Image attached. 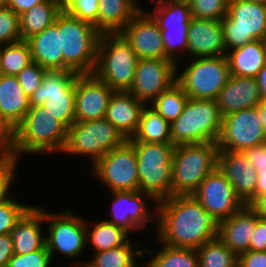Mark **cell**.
Here are the masks:
<instances>
[{
  "label": "cell",
  "mask_w": 266,
  "mask_h": 267,
  "mask_svg": "<svg viewBox=\"0 0 266 267\" xmlns=\"http://www.w3.org/2000/svg\"><path fill=\"white\" fill-rule=\"evenodd\" d=\"M156 240L197 250L217 237L220 221L192 195H173L157 202Z\"/></svg>",
  "instance_id": "obj_1"
},
{
  "label": "cell",
  "mask_w": 266,
  "mask_h": 267,
  "mask_svg": "<svg viewBox=\"0 0 266 267\" xmlns=\"http://www.w3.org/2000/svg\"><path fill=\"white\" fill-rule=\"evenodd\" d=\"M68 128L43 106L30 107L23 121L12 132V155L62 154ZM21 157V158H20Z\"/></svg>",
  "instance_id": "obj_2"
},
{
  "label": "cell",
  "mask_w": 266,
  "mask_h": 267,
  "mask_svg": "<svg viewBox=\"0 0 266 267\" xmlns=\"http://www.w3.org/2000/svg\"><path fill=\"white\" fill-rule=\"evenodd\" d=\"M54 24L60 31L63 70L79 75L93 74L101 33L90 22L70 16L64 10L56 17Z\"/></svg>",
  "instance_id": "obj_3"
},
{
  "label": "cell",
  "mask_w": 266,
  "mask_h": 267,
  "mask_svg": "<svg viewBox=\"0 0 266 267\" xmlns=\"http://www.w3.org/2000/svg\"><path fill=\"white\" fill-rule=\"evenodd\" d=\"M138 57L120 33L101 34L94 75L112 90L128 92L132 87Z\"/></svg>",
  "instance_id": "obj_4"
},
{
  "label": "cell",
  "mask_w": 266,
  "mask_h": 267,
  "mask_svg": "<svg viewBox=\"0 0 266 267\" xmlns=\"http://www.w3.org/2000/svg\"><path fill=\"white\" fill-rule=\"evenodd\" d=\"M135 149L139 186L156 202L172 196L173 144L128 141Z\"/></svg>",
  "instance_id": "obj_5"
},
{
  "label": "cell",
  "mask_w": 266,
  "mask_h": 267,
  "mask_svg": "<svg viewBox=\"0 0 266 267\" xmlns=\"http://www.w3.org/2000/svg\"><path fill=\"white\" fill-rule=\"evenodd\" d=\"M217 166L216 142L175 146L172 158V196L192 194Z\"/></svg>",
  "instance_id": "obj_6"
},
{
  "label": "cell",
  "mask_w": 266,
  "mask_h": 267,
  "mask_svg": "<svg viewBox=\"0 0 266 267\" xmlns=\"http://www.w3.org/2000/svg\"><path fill=\"white\" fill-rule=\"evenodd\" d=\"M43 216L44 228H47L46 247L52 260L59 252L66 259L74 260L70 261L71 267H84L86 261H80V256L86 254L87 249L86 218L77 215L71 208L56 213L43 207Z\"/></svg>",
  "instance_id": "obj_7"
},
{
  "label": "cell",
  "mask_w": 266,
  "mask_h": 267,
  "mask_svg": "<svg viewBox=\"0 0 266 267\" xmlns=\"http://www.w3.org/2000/svg\"><path fill=\"white\" fill-rule=\"evenodd\" d=\"M222 121L215 99L188 98L182 114L171 123L172 144L216 142Z\"/></svg>",
  "instance_id": "obj_8"
},
{
  "label": "cell",
  "mask_w": 266,
  "mask_h": 267,
  "mask_svg": "<svg viewBox=\"0 0 266 267\" xmlns=\"http://www.w3.org/2000/svg\"><path fill=\"white\" fill-rule=\"evenodd\" d=\"M186 60L184 68L177 63V83L185 94L191 99H216L231 75L226 55Z\"/></svg>",
  "instance_id": "obj_9"
},
{
  "label": "cell",
  "mask_w": 266,
  "mask_h": 267,
  "mask_svg": "<svg viewBox=\"0 0 266 267\" xmlns=\"http://www.w3.org/2000/svg\"><path fill=\"white\" fill-rule=\"evenodd\" d=\"M126 141L127 139L105 118L75 122L68 128L62 153L85 156L93 166L101 157Z\"/></svg>",
  "instance_id": "obj_10"
},
{
  "label": "cell",
  "mask_w": 266,
  "mask_h": 267,
  "mask_svg": "<svg viewBox=\"0 0 266 267\" xmlns=\"http://www.w3.org/2000/svg\"><path fill=\"white\" fill-rule=\"evenodd\" d=\"M79 74L47 70L41 85L29 97L30 107L43 106L67 128L75 123V80Z\"/></svg>",
  "instance_id": "obj_11"
},
{
  "label": "cell",
  "mask_w": 266,
  "mask_h": 267,
  "mask_svg": "<svg viewBox=\"0 0 266 267\" xmlns=\"http://www.w3.org/2000/svg\"><path fill=\"white\" fill-rule=\"evenodd\" d=\"M227 51L266 35V5L250 0H229L228 14L221 20Z\"/></svg>",
  "instance_id": "obj_12"
},
{
  "label": "cell",
  "mask_w": 266,
  "mask_h": 267,
  "mask_svg": "<svg viewBox=\"0 0 266 267\" xmlns=\"http://www.w3.org/2000/svg\"><path fill=\"white\" fill-rule=\"evenodd\" d=\"M90 175L109 192L137 191L139 175L134 147L126 141L101 157L92 167Z\"/></svg>",
  "instance_id": "obj_13"
},
{
  "label": "cell",
  "mask_w": 266,
  "mask_h": 267,
  "mask_svg": "<svg viewBox=\"0 0 266 267\" xmlns=\"http://www.w3.org/2000/svg\"><path fill=\"white\" fill-rule=\"evenodd\" d=\"M112 203L108 219H104L127 231L131 236L134 232L144 231L148 222L154 223L156 230L157 202L149 194L138 191L110 192ZM151 203H147V202ZM153 204V205H151ZM152 209H151V207ZM154 209V210H153ZM154 221V222H153Z\"/></svg>",
  "instance_id": "obj_14"
},
{
  "label": "cell",
  "mask_w": 266,
  "mask_h": 267,
  "mask_svg": "<svg viewBox=\"0 0 266 267\" xmlns=\"http://www.w3.org/2000/svg\"><path fill=\"white\" fill-rule=\"evenodd\" d=\"M266 143V133L262 127L257 107L242 109L223 117L220 133L216 141L218 150L243 151Z\"/></svg>",
  "instance_id": "obj_15"
},
{
  "label": "cell",
  "mask_w": 266,
  "mask_h": 267,
  "mask_svg": "<svg viewBox=\"0 0 266 267\" xmlns=\"http://www.w3.org/2000/svg\"><path fill=\"white\" fill-rule=\"evenodd\" d=\"M177 82V64L171 59H138L129 93L150 105L162 92Z\"/></svg>",
  "instance_id": "obj_16"
},
{
  "label": "cell",
  "mask_w": 266,
  "mask_h": 267,
  "mask_svg": "<svg viewBox=\"0 0 266 267\" xmlns=\"http://www.w3.org/2000/svg\"><path fill=\"white\" fill-rule=\"evenodd\" d=\"M192 195L219 221L229 218L245 206L218 167L200 183Z\"/></svg>",
  "instance_id": "obj_17"
},
{
  "label": "cell",
  "mask_w": 266,
  "mask_h": 267,
  "mask_svg": "<svg viewBox=\"0 0 266 267\" xmlns=\"http://www.w3.org/2000/svg\"><path fill=\"white\" fill-rule=\"evenodd\" d=\"M114 92L94 74L78 75L75 80V122L105 118Z\"/></svg>",
  "instance_id": "obj_18"
},
{
  "label": "cell",
  "mask_w": 266,
  "mask_h": 267,
  "mask_svg": "<svg viewBox=\"0 0 266 267\" xmlns=\"http://www.w3.org/2000/svg\"><path fill=\"white\" fill-rule=\"evenodd\" d=\"M119 33L132 46L138 59H165L161 31L145 8H142Z\"/></svg>",
  "instance_id": "obj_19"
},
{
  "label": "cell",
  "mask_w": 266,
  "mask_h": 267,
  "mask_svg": "<svg viewBox=\"0 0 266 267\" xmlns=\"http://www.w3.org/2000/svg\"><path fill=\"white\" fill-rule=\"evenodd\" d=\"M219 170L232 184L241 201L250 206L254 202L257 170L241 151L218 150Z\"/></svg>",
  "instance_id": "obj_20"
},
{
  "label": "cell",
  "mask_w": 266,
  "mask_h": 267,
  "mask_svg": "<svg viewBox=\"0 0 266 267\" xmlns=\"http://www.w3.org/2000/svg\"><path fill=\"white\" fill-rule=\"evenodd\" d=\"M226 53L221 20L192 17L189 23L187 57L225 56Z\"/></svg>",
  "instance_id": "obj_21"
},
{
  "label": "cell",
  "mask_w": 266,
  "mask_h": 267,
  "mask_svg": "<svg viewBox=\"0 0 266 267\" xmlns=\"http://www.w3.org/2000/svg\"><path fill=\"white\" fill-rule=\"evenodd\" d=\"M43 224V207L32 205L10 230L14 254H29L46 246Z\"/></svg>",
  "instance_id": "obj_22"
},
{
  "label": "cell",
  "mask_w": 266,
  "mask_h": 267,
  "mask_svg": "<svg viewBox=\"0 0 266 267\" xmlns=\"http://www.w3.org/2000/svg\"><path fill=\"white\" fill-rule=\"evenodd\" d=\"M215 100L223 117L235 111L256 107L261 103L256 78L230 75Z\"/></svg>",
  "instance_id": "obj_23"
},
{
  "label": "cell",
  "mask_w": 266,
  "mask_h": 267,
  "mask_svg": "<svg viewBox=\"0 0 266 267\" xmlns=\"http://www.w3.org/2000/svg\"><path fill=\"white\" fill-rule=\"evenodd\" d=\"M257 225V213L248 205L220 221L217 237L238 256L249 250Z\"/></svg>",
  "instance_id": "obj_24"
},
{
  "label": "cell",
  "mask_w": 266,
  "mask_h": 267,
  "mask_svg": "<svg viewBox=\"0 0 266 267\" xmlns=\"http://www.w3.org/2000/svg\"><path fill=\"white\" fill-rule=\"evenodd\" d=\"M30 108L16 76L0 74V122L12 133Z\"/></svg>",
  "instance_id": "obj_25"
},
{
  "label": "cell",
  "mask_w": 266,
  "mask_h": 267,
  "mask_svg": "<svg viewBox=\"0 0 266 267\" xmlns=\"http://www.w3.org/2000/svg\"><path fill=\"white\" fill-rule=\"evenodd\" d=\"M145 106L129 92L115 91L109 100L105 119L129 139L138 128L141 112Z\"/></svg>",
  "instance_id": "obj_26"
},
{
  "label": "cell",
  "mask_w": 266,
  "mask_h": 267,
  "mask_svg": "<svg viewBox=\"0 0 266 267\" xmlns=\"http://www.w3.org/2000/svg\"><path fill=\"white\" fill-rule=\"evenodd\" d=\"M140 0H99L94 27L101 33H119L143 8Z\"/></svg>",
  "instance_id": "obj_27"
},
{
  "label": "cell",
  "mask_w": 266,
  "mask_h": 267,
  "mask_svg": "<svg viewBox=\"0 0 266 267\" xmlns=\"http://www.w3.org/2000/svg\"><path fill=\"white\" fill-rule=\"evenodd\" d=\"M26 41L30 46L33 62L46 70H63L60 31L55 24L31 36Z\"/></svg>",
  "instance_id": "obj_28"
},
{
  "label": "cell",
  "mask_w": 266,
  "mask_h": 267,
  "mask_svg": "<svg viewBox=\"0 0 266 267\" xmlns=\"http://www.w3.org/2000/svg\"><path fill=\"white\" fill-rule=\"evenodd\" d=\"M230 74L256 78L266 64V55L261 40L246 43L242 47L227 51Z\"/></svg>",
  "instance_id": "obj_29"
},
{
  "label": "cell",
  "mask_w": 266,
  "mask_h": 267,
  "mask_svg": "<svg viewBox=\"0 0 266 267\" xmlns=\"http://www.w3.org/2000/svg\"><path fill=\"white\" fill-rule=\"evenodd\" d=\"M63 10V0H46L19 15L21 40L42 32L55 23Z\"/></svg>",
  "instance_id": "obj_30"
},
{
  "label": "cell",
  "mask_w": 266,
  "mask_h": 267,
  "mask_svg": "<svg viewBox=\"0 0 266 267\" xmlns=\"http://www.w3.org/2000/svg\"><path fill=\"white\" fill-rule=\"evenodd\" d=\"M143 244L129 239L121 246L93 253L92 258L86 260L84 267H137L138 258L143 259Z\"/></svg>",
  "instance_id": "obj_31"
},
{
  "label": "cell",
  "mask_w": 266,
  "mask_h": 267,
  "mask_svg": "<svg viewBox=\"0 0 266 267\" xmlns=\"http://www.w3.org/2000/svg\"><path fill=\"white\" fill-rule=\"evenodd\" d=\"M94 222L86 218L87 247L91 245L94 251L92 253L121 246L131 239V235L127 231L113 223L104 219L101 221L94 220Z\"/></svg>",
  "instance_id": "obj_32"
},
{
  "label": "cell",
  "mask_w": 266,
  "mask_h": 267,
  "mask_svg": "<svg viewBox=\"0 0 266 267\" xmlns=\"http://www.w3.org/2000/svg\"><path fill=\"white\" fill-rule=\"evenodd\" d=\"M127 141L172 144L171 124L146 105L142 109L135 134Z\"/></svg>",
  "instance_id": "obj_33"
},
{
  "label": "cell",
  "mask_w": 266,
  "mask_h": 267,
  "mask_svg": "<svg viewBox=\"0 0 266 267\" xmlns=\"http://www.w3.org/2000/svg\"><path fill=\"white\" fill-rule=\"evenodd\" d=\"M159 250L152 248L143 250V258L145 254L153 256L150 261L144 263L145 267H199L198 253L195 249L172 247L158 240Z\"/></svg>",
  "instance_id": "obj_34"
},
{
  "label": "cell",
  "mask_w": 266,
  "mask_h": 267,
  "mask_svg": "<svg viewBox=\"0 0 266 267\" xmlns=\"http://www.w3.org/2000/svg\"><path fill=\"white\" fill-rule=\"evenodd\" d=\"M154 7L152 10L146 11L156 21L160 30H168V28L189 26L192 18L190 5L185 3H177L171 0H152Z\"/></svg>",
  "instance_id": "obj_35"
},
{
  "label": "cell",
  "mask_w": 266,
  "mask_h": 267,
  "mask_svg": "<svg viewBox=\"0 0 266 267\" xmlns=\"http://www.w3.org/2000/svg\"><path fill=\"white\" fill-rule=\"evenodd\" d=\"M32 62L27 41L21 40L0 46V74L17 76Z\"/></svg>",
  "instance_id": "obj_36"
},
{
  "label": "cell",
  "mask_w": 266,
  "mask_h": 267,
  "mask_svg": "<svg viewBox=\"0 0 266 267\" xmlns=\"http://www.w3.org/2000/svg\"><path fill=\"white\" fill-rule=\"evenodd\" d=\"M196 251L199 267H238V255L218 237L207 241Z\"/></svg>",
  "instance_id": "obj_37"
},
{
  "label": "cell",
  "mask_w": 266,
  "mask_h": 267,
  "mask_svg": "<svg viewBox=\"0 0 266 267\" xmlns=\"http://www.w3.org/2000/svg\"><path fill=\"white\" fill-rule=\"evenodd\" d=\"M188 98L183 88L176 82L149 106L171 124L182 114Z\"/></svg>",
  "instance_id": "obj_38"
},
{
  "label": "cell",
  "mask_w": 266,
  "mask_h": 267,
  "mask_svg": "<svg viewBox=\"0 0 266 267\" xmlns=\"http://www.w3.org/2000/svg\"><path fill=\"white\" fill-rule=\"evenodd\" d=\"M160 31L165 48V59H171L176 64L181 60L182 63V60L187 57L189 26Z\"/></svg>",
  "instance_id": "obj_39"
},
{
  "label": "cell",
  "mask_w": 266,
  "mask_h": 267,
  "mask_svg": "<svg viewBox=\"0 0 266 267\" xmlns=\"http://www.w3.org/2000/svg\"><path fill=\"white\" fill-rule=\"evenodd\" d=\"M229 0H193L191 16L197 19L222 20L228 14Z\"/></svg>",
  "instance_id": "obj_40"
},
{
  "label": "cell",
  "mask_w": 266,
  "mask_h": 267,
  "mask_svg": "<svg viewBox=\"0 0 266 267\" xmlns=\"http://www.w3.org/2000/svg\"><path fill=\"white\" fill-rule=\"evenodd\" d=\"M242 152L257 170L255 201L260 195L266 193V143L244 149Z\"/></svg>",
  "instance_id": "obj_41"
},
{
  "label": "cell",
  "mask_w": 266,
  "mask_h": 267,
  "mask_svg": "<svg viewBox=\"0 0 266 267\" xmlns=\"http://www.w3.org/2000/svg\"><path fill=\"white\" fill-rule=\"evenodd\" d=\"M14 197L0 202V235L9 234L15 223L32 206V204L22 203Z\"/></svg>",
  "instance_id": "obj_42"
},
{
  "label": "cell",
  "mask_w": 266,
  "mask_h": 267,
  "mask_svg": "<svg viewBox=\"0 0 266 267\" xmlns=\"http://www.w3.org/2000/svg\"><path fill=\"white\" fill-rule=\"evenodd\" d=\"M21 41L19 15L6 5L0 6V46Z\"/></svg>",
  "instance_id": "obj_43"
},
{
  "label": "cell",
  "mask_w": 266,
  "mask_h": 267,
  "mask_svg": "<svg viewBox=\"0 0 266 267\" xmlns=\"http://www.w3.org/2000/svg\"><path fill=\"white\" fill-rule=\"evenodd\" d=\"M63 10L70 16L94 24L97 21L99 0H63Z\"/></svg>",
  "instance_id": "obj_44"
},
{
  "label": "cell",
  "mask_w": 266,
  "mask_h": 267,
  "mask_svg": "<svg viewBox=\"0 0 266 267\" xmlns=\"http://www.w3.org/2000/svg\"><path fill=\"white\" fill-rule=\"evenodd\" d=\"M17 158L13 155L4 159H0V202L11 199L14 195L10 189L16 180V169L19 166Z\"/></svg>",
  "instance_id": "obj_45"
},
{
  "label": "cell",
  "mask_w": 266,
  "mask_h": 267,
  "mask_svg": "<svg viewBox=\"0 0 266 267\" xmlns=\"http://www.w3.org/2000/svg\"><path fill=\"white\" fill-rule=\"evenodd\" d=\"M46 71L36 62H32L16 76L25 95L30 97L38 89Z\"/></svg>",
  "instance_id": "obj_46"
},
{
  "label": "cell",
  "mask_w": 266,
  "mask_h": 267,
  "mask_svg": "<svg viewBox=\"0 0 266 267\" xmlns=\"http://www.w3.org/2000/svg\"><path fill=\"white\" fill-rule=\"evenodd\" d=\"M52 258L45 246L29 254H13L6 267H50Z\"/></svg>",
  "instance_id": "obj_47"
},
{
  "label": "cell",
  "mask_w": 266,
  "mask_h": 267,
  "mask_svg": "<svg viewBox=\"0 0 266 267\" xmlns=\"http://www.w3.org/2000/svg\"><path fill=\"white\" fill-rule=\"evenodd\" d=\"M250 251H266V218L257 214V225L251 236Z\"/></svg>",
  "instance_id": "obj_48"
},
{
  "label": "cell",
  "mask_w": 266,
  "mask_h": 267,
  "mask_svg": "<svg viewBox=\"0 0 266 267\" xmlns=\"http://www.w3.org/2000/svg\"><path fill=\"white\" fill-rule=\"evenodd\" d=\"M238 267H266V251L248 250L240 254Z\"/></svg>",
  "instance_id": "obj_49"
},
{
  "label": "cell",
  "mask_w": 266,
  "mask_h": 267,
  "mask_svg": "<svg viewBox=\"0 0 266 267\" xmlns=\"http://www.w3.org/2000/svg\"><path fill=\"white\" fill-rule=\"evenodd\" d=\"M14 254L13 241L10 234L0 235V267H6Z\"/></svg>",
  "instance_id": "obj_50"
},
{
  "label": "cell",
  "mask_w": 266,
  "mask_h": 267,
  "mask_svg": "<svg viewBox=\"0 0 266 267\" xmlns=\"http://www.w3.org/2000/svg\"><path fill=\"white\" fill-rule=\"evenodd\" d=\"M12 156V133L0 122V159Z\"/></svg>",
  "instance_id": "obj_51"
},
{
  "label": "cell",
  "mask_w": 266,
  "mask_h": 267,
  "mask_svg": "<svg viewBox=\"0 0 266 267\" xmlns=\"http://www.w3.org/2000/svg\"><path fill=\"white\" fill-rule=\"evenodd\" d=\"M45 1L46 0H5V5L20 15L31 9L33 6Z\"/></svg>",
  "instance_id": "obj_52"
},
{
  "label": "cell",
  "mask_w": 266,
  "mask_h": 267,
  "mask_svg": "<svg viewBox=\"0 0 266 267\" xmlns=\"http://www.w3.org/2000/svg\"><path fill=\"white\" fill-rule=\"evenodd\" d=\"M250 207L261 217L266 218V193L260 195Z\"/></svg>",
  "instance_id": "obj_53"
},
{
  "label": "cell",
  "mask_w": 266,
  "mask_h": 267,
  "mask_svg": "<svg viewBox=\"0 0 266 267\" xmlns=\"http://www.w3.org/2000/svg\"><path fill=\"white\" fill-rule=\"evenodd\" d=\"M256 80L260 89L261 102L266 103V64L259 71Z\"/></svg>",
  "instance_id": "obj_54"
},
{
  "label": "cell",
  "mask_w": 266,
  "mask_h": 267,
  "mask_svg": "<svg viewBox=\"0 0 266 267\" xmlns=\"http://www.w3.org/2000/svg\"><path fill=\"white\" fill-rule=\"evenodd\" d=\"M257 113L262 122V127L266 133V103L261 102L257 106Z\"/></svg>",
  "instance_id": "obj_55"
},
{
  "label": "cell",
  "mask_w": 266,
  "mask_h": 267,
  "mask_svg": "<svg viewBox=\"0 0 266 267\" xmlns=\"http://www.w3.org/2000/svg\"><path fill=\"white\" fill-rule=\"evenodd\" d=\"M177 3H185V4H190L193 0H171Z\"/></svg>",
  "instance_id": "obj_56"
},
{
  "label": "cell",
  "mask_w": 266,
  "mask_h": 267,
  "mask_svg": "<svg viewBox=\"0 0 266 267\" xmlns=\"http://www.w3.org/2000/svg\"><path fill=\"white\" fill-rule=\"evenodd\" d=\"M264 46V51H265V55H266V35L263 37V39L261 40Z\"/></svg>",
  "instance_id": "obj_57"
},
{
  "label": "cell",
  "mask_w": 266,
  "mask_h": 267,
  "mask_svg": "<svg viewBox=\"0 0 266 267\" xmlns=\"http://www.w3.org/2000/svg\"><path fill=\"white\" fill-rule=\"evenodd\" d=\"M253 1L255 3H261V4H265L266 5V0H250Z\"/></svg>",
  "instance_id": "obj_58"
},
{
  "label": "cell",
  "mask_w": 266,
  "mask_h": 267,
  "mask_svg": "<svg viewBox=\"0 0 266 267\" xmlns=\"http://www.w3.org/2000/svg\"><path fill=\"white\" fill-rule=\"evenodd\" d=\"M5 5V1L4 0H0V6Z\"/></svg>",
  "instance_id": "obj_59"
},
{
  "label": "cell",
  "mask_w": 266,
  "mask_h": 267,
  "mask_svg": "<svg viewBox=\"0 0 266 267\" xmlns=\"http://www.w3.org/2000/svg\"><path fill=\"white\" fill-rule=\"evenodd\" d=\"M141 265V266H140ZM140 265H138L137 267H145V265L144 264H142V262H141V264Z\"/></svg>",
  "instance_id": "obj_60"
}]
</instances>
